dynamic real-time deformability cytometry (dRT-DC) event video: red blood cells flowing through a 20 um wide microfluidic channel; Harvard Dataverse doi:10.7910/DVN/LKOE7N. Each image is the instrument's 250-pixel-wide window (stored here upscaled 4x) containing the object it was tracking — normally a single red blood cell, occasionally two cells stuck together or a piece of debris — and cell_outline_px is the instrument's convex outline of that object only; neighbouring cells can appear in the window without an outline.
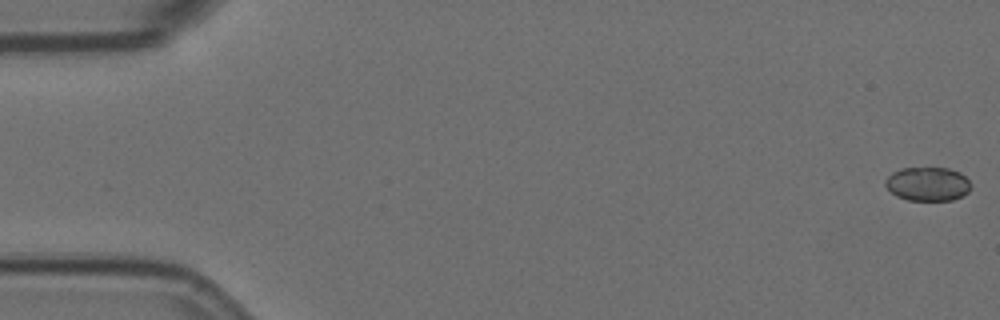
{"species": "Egyptian fruit bat (a non-hibernating species)", "species_latin": "Rousettus aegyptiacus", "temperature_condition": "room temperature", "stored_images_in_passage": 7, "camera_frame_rate_fps": 3000, "um_per_image_px": 0.085, "animal": {"sex": "female"}, "frame": {"image": 1, "passage_image": 1, "time_ms": 0.0, "image_size_px": [1000, 320], "cell_outline_px": [[972, 184], [968, 192], [952, 200], [908, 200], [896, 196], [884, 184], [884, 180], [892, 172], [900, 168], [948, 168], [960, 172]], "centroid_in_image_um": [78.84, 15.63], "position_along_channel_um": 6.2, "area_um2": 16.88}}
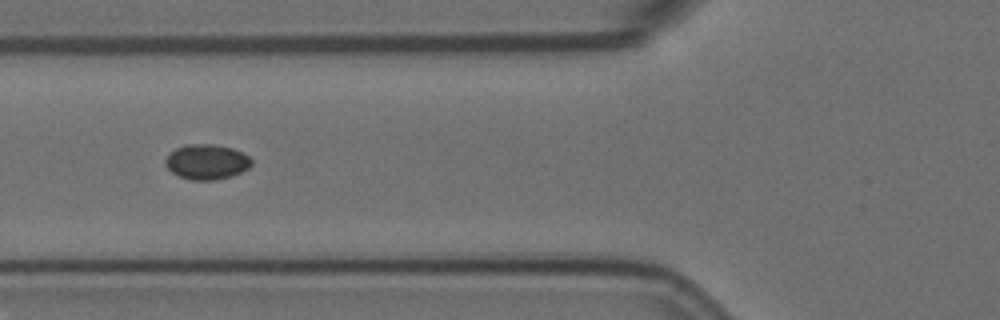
{"frame": {"image": 2, "passage_image": 7, "time_ms": 2.0, "image_size_px": [1000, 320], "cell_outline_px": [[252, 164], [248, 168], [232, 176], [216, 180], [192, 180], [180, 176], [172, 172], [164, 164], [164, 160], [176, 148], [184, 144], [212, 144], [232, 148], [248, 156], [252, 160]], "centroid_in_image_um": [17.56, 13.76], "position_along_channel_um": 108.2, "area_um2": 17.51}}